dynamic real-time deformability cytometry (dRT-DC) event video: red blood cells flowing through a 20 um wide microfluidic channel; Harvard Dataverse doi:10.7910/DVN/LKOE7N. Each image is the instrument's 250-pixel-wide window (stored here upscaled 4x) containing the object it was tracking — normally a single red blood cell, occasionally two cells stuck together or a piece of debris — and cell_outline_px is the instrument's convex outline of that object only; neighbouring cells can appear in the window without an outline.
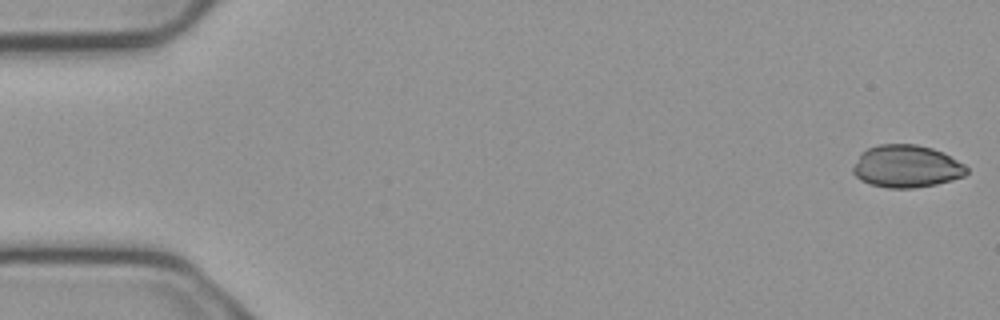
{"species": "common noctule bat (a hibernating species)", "species_latin": "Nyctalus noctula", "temperature_condition": "cold", "stored_images_in_passage": 4, "camera_frame_rate_fps": 3000, "um_per_image_px": 0.085, "animal": {"sex": "male", "body_mass_g": 23.1, "forearm_length_mm": 52.7}, "frame": {"image": 1, "passage_image": 1, "time_ms": 0.0, "image_size_px": [1000, 320], "cell_outline_px": [[968, 172], [964, 176], [952, 180], [936, 184], [916, 188], [888, 188], [872, 184], [860, 180], [852, 172], [852, 168], [860, 152], [868, 148], [880, 144], [916, 144], [932, 148], [944, 152], [964, 164], [968, 168]], "centroid_in_image_um": [77.05, 14.13], "position_along_channel_um": 7.9, "area_um2": 28.32}}